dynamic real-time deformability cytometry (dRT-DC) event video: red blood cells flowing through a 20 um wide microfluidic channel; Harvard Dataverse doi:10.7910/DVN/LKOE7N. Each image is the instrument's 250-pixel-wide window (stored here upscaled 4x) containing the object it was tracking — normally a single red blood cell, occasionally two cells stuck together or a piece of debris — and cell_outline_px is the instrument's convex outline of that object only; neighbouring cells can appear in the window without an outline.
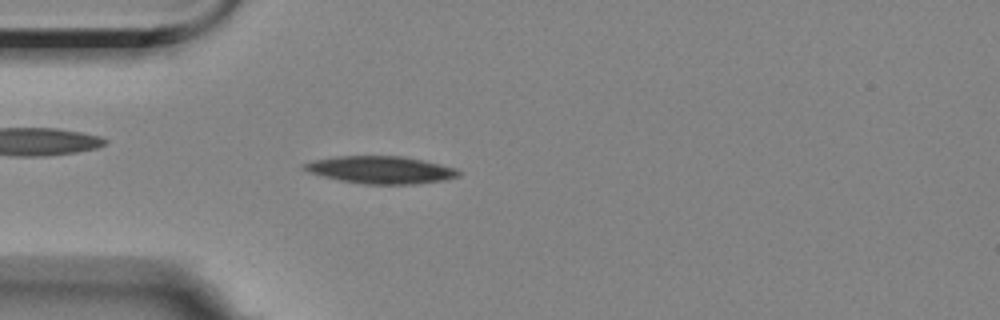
{"species": "Egyptian fruit bat (a non-hibernating species)", "species_latin": "Rousettus aegyptiacus", "temperature_condition": "room temperature", "stored_images_in_passage": 44, "camera_frame_rate_fps": 3000, "um_per_image_px": 0.085, "animal": {"sex": "female"}, "frame": {"image": 1, "passage_image": 9, "time_ms": 2.667, "image_size_px": [1000, 320], "cell_outline_px": [[460, 176], [444, 180], [416, 184], [364, 184], [340, 180], [308, 172], [300, 168], [300, 164], [312, 160], [336, 156], [400, 156], [440, 164], [456, 168], [460, 172]], "centroid_in_image_um": [32.31, 14.44], "position_along_channel_um": 52.7, "area_um2": 24.68}}
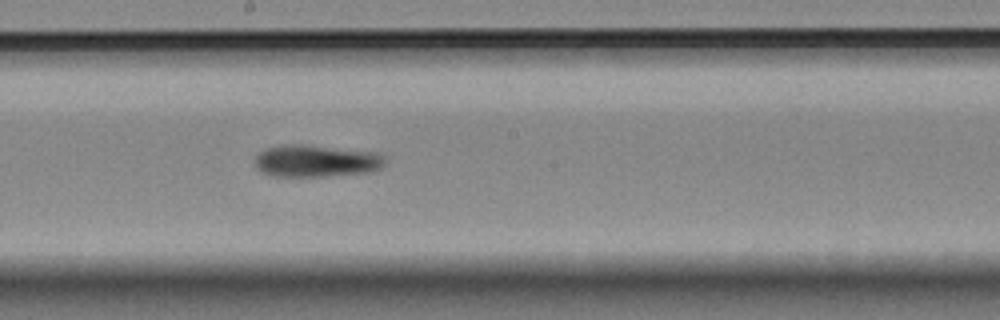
{"frame": {"image": 2, "passage_image": 24, "time_ms": 7.667, "image_size_px": [1000, 320], "cell_outline_px": [[388, 156], [384, 164], [380, 168], [372, 172], [320, 176], [276, 176], [264, 172], [256, 168], [256, 156], [260, 152], [268, 148], [284, 144], [308, 144], [380, 152]], "centroid_in_image_um": [26.97, 13.65], "position_along_channel_um": 221.2, "area_um2": 24.62}}
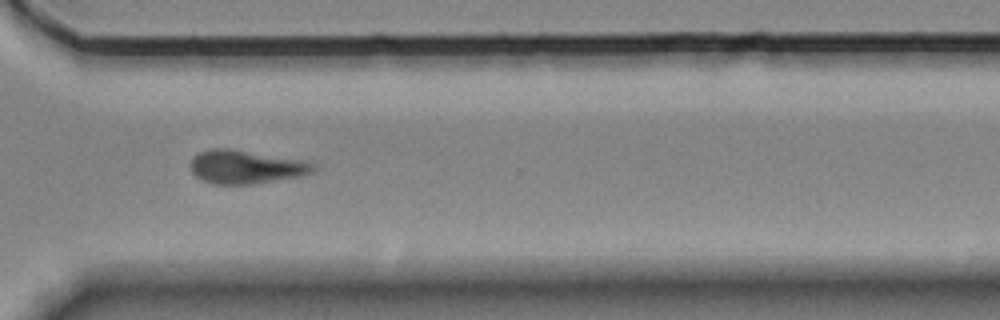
{"frame": {"image": 3, "passage_image": 35, "time_ms": 11.333, "image_size_px": [1000, 320], "cell_outline_px": [[316, 168], [312, 172], [300, 176], [252, 184], [212, 184], [196, 176], [192, 172], [192, 160], [200, 152], [212, 148], [228, 148], [304, 160], [316, 164]], "centroid_in_image_um": [20.93, 14.18], "position_along_channel_um": 349.7, "area_um2": 23.7}, "authors_computed_cell_mechanics": {"area_um2": 24.1893, "velocity_mm_per_s": 3.4993, "shape_relaxation_time_tau1_ms": 6.3474, "shape_relaxation_time_tau2_ms": null, "deformation_change_tau1": 0.1361, "deformation_change_tau2": null}}